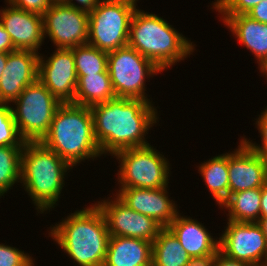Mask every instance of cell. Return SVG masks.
Wrapping results in <instances>:
<instances>
[{"label":"cell","instance_id":"cell-1","mask_svg":"<svg viewBox=\"0 0 267 266\" xmlns=\"http://www.w3.org/2000/svg\"><path fill=\"white\" fill-rule=\"evenodd\" d=\"M142 99L116 97L90 107L94 135L102 156L150 145L149 130L159 124L158 106Z\"/></svg>","mask_w":267,"mask_h":266},{"label":"cell","instance_id":"cell-2","mask_svg":"<svg viewBox=\"0 0 267 266\" xmlns=\"http://www.w3.org/2000/svg\"><path fill=\"white\" fill-rule=\"evenodd\" d=\"M84 206L50 225L48 236L77 266H103L110 237L107 223L95 203Z\"/></svg>","mask_w":267,"mask_h":266},{"label":"cell","instance_id":"cell-3","mask_svg":"<svg viewBox=\"0 0 267 266\" xmlns=\"http://www.w3.org/2000/svg\"><path fill=\"white\" fill-rule=\"evenodd\" d=\"M128 46L151 60L159 69L171 68L196 51L193 41L163 17L139 7L130 23ZM194 52V53H193Z\"/></svg>","mask_w":267,"mask_h":266},{"label":"cell","instance_id":"cell-4","mask_svg":"<svg viewBox=\"0 0 267 266\" xmlns=\"http://www.w3.org/2000/svg\"><path fill=\"white\" fill-rule=\"evenodd\" d=\"M73 167L41 142H25L21 153L20 184L38 214L58 205L65 180ZM66 177V178H65Z\"/></svg>","mask_w":267,"mask_h":266},{"label":"cell","instance_id":"cell-5","mask_svg":"<svg viewBox=\"0 0 267 266\" xmlns=\"http://www.w3.org/2000/svg\"><path fill=\"white\" fill-rule=\"evenodd\" d=\"M41 143L73 168L86 160L94 161L102 157L94 135L93 116L88 106L62 103Z\"/></svg>","mask_w":267,"mask_h":266},{"label":"cell","instance_id":"cell-6","mask_svg":"<svg viewBox=\"0 0 267 266\" xmlns=\"http://www.w3.org/2000/svg\"><path fill=\"white\" fill-rule=\"evenodd\" d=\"M153 145L123 149L111 158L118 162V188L157 189L169 186L171 163Z\"/></svg>","mask_w":267,"mask_h":266},{"label":"cell","instance_id":"cell-7","mask_svg":"<svg viewBox=\"0 0 267 266\" xmlns=\"http://www.w3.org/2000/svg\"><path fill=\"white\" fill-rule=\"evenodd\" d=\"M61 104L39 79L28 85L11 104L22 139L25 142H41Z\"/></svg>","mask_w":267,"mask_h":266},{"label":"cell","instance_id":"cell-8","mask_svg":"<svg viewBox=\"0 0 267 266\" xmlns=\"http://www.w3.org/2000/svg\"><path fill=\"white\" fill-rule=\"evenodd\" d=\"M108 72L116 97L152 102L145 92L147 79L163 71L127 45L108 53Z\"/></svg>","mask_w":267,"mask_h":266},{"label":"cell","instance_id":"cell-9","mask_svg":"<svg viewBox=\"0 0 267 266\" xmlns=\"http://www.w3.org/2000/svg\"><path fill=\"white\" fill-rule=\"evenodd\" d=\"M137 8L117 0H100L89 13L88 44L106 53L127 46Z\"/></svg>","mask_w":267,"mask_h":266},{"label":"cell","instance_id":"cell-10","mask_svg":"<svg viewBox=\"0 0 267 266\" xmlns=\"http://www.w3.org/2000/svg\"><path fill=\"white\" fill-rule=\"evenodd\" d=\"M224 230L218 233L222 254L251 266L267 264V241L256 222L227 221Z\"/></svg>","mask_w":267,"mask_h":266},{"label":"cell","instance_id":"cell-11","mask_svg":"<svg viewBox=\"0 0 267 266\" xmlns=\"http://www.w3.org/2000/svg\"><path fill=\"white\" fill-rule=\"evenodd\" d=\"M42 16L44 38L49 37L55 48L88 44L89 13L54 2Z\"/></svg>","mask_w":267,"mask_h":266},{"label":"cell","instance_id":"cell-12","mask_svg":"<svg viewBox=\"0 0 267 266\" xmlns=\"http://www.w3.org/2000/svg\"><path fill=\"white\" fill-rule=\"evenodd\" d=\"M112 195L94 201L105 217L110 236L139 238L153 242L163 227L153 218L130 209L115 194Z\"/></svg>","mask_w":267,"mask_h":266},{"label":"cell","instance_id":"cell-13","mask_svg":"<svg viewBox=\"0 0 267 266\" xmlns=\"http://www.w3.org/2000/svg\"><path fill=\"white\" fill-rule=\"evenodd\" d=\"M42 54L38 79L61 103H72L78 83L73 48H55L48 57Z\"/></svg>","mask_w":267,"mask_h":266},{"label":"cell","instance_id":"cell-14","mask_svg":"<svg viewBox=\"0 0 267 266\" xmlns=\"http://www.w3.org/2000/svg\"><path fill=\"white\" fill-rule=\"evenodd\" d=\"M228 152L229 195L267 184V158L255 153L242 139Z\"/></svg>","mask_w":267,"mask_h":266},{"label":"cell","instance_id":"cell-15","mask_svg":"<svg viewBox=\"0 0 267 266\" xmlns=\"http://www.w3.org/2000/svg\"><path fill=\"white\" fill-rule=\"evenodd\" d=\"M113 192L130 209L168 227L180 212L177 201L169 198V186L157 189L119 188Z\"/></svg>","mask_w":267,"mask_h":266},{"label":"cell","instance_id":"cell-16","mask_svg":"<svg viewBox=\"0 0 267 266\" xmlns=\"http://www.w3.org/2000/svg\"><path fill=\"white\" fill-rule=\"evenodd\" d=\"M0 9V22L9 34L16 50H30L39 53L44 44L43 16L16 8L5 1Z\"/></svg>","mask_w":267,"mask_h":266},{"label":"cell","instance_id":"cell-17","mask_svg":"<svg viewBox=\"0 0 267 266\" xmlns=\"http://www.w3.org/2000/svg\"><path fill=\"white\" fill-rule=\"evenodd\" d=\"M39 54L30 50L8 53L0 80V104H12L22 91L38 80Z\"/></svg>","mask_w":267,"mask_h":266},{"label":"cell","instance_id":"cell-18","mask_svg":"<svg viewBox=\"0 0 267 266\" xmlns=\"http://www.w3.org/2000/svg\"><path fill=\"white\" fill-rule=\"evenodd\" d=\"M178 213L168 228L178 238L190 257L208 255L219 248V237H213L204 223Z\"/></svg>","mask_w":267,"mask_h":266},{"label":"cell","instance_id":"cell-19","mask_svg":"<svg viewBox=\"0 0 267 266\" xmlns=\"http://www.w3.org/2000/svg\"><path fill=\"white\" fill-rule=\"evenodd\" d=\"M224 27L230 30L238 44L254 54L257 64L267 58V24L258 22L246 14L220 15Z\"/></svg>","mask_w":267,"mask_h":266},{"label":"cell","instance_id":"cell-20","mask_svg":"<svg viewBox=\"0 0 267 266\" xmlns=\"http://www.w3.org/2000/svg\"><path fill=\"white\" fill-rule=\"evenodd\" d=\"M152 242L110 236L103 266H152Z\"/></svg>","mask_w":267,"mask_h":266},{"label":"cell","instance_id":"cell-21","mask_svg":"<svg viewBox=\"0 0 267 266\" xmlns=\"http://www.w3.org/2000/svg\"><path fill=\"white\" fill-rule=\"evenodd\" d=\"M197 168L216 206L220 207L229 196L228 152L201 162Z\"/></svg>","mask_w":267,"mask_h":266},{"label":"cell","instance_id":"cell-22","mask_svg":"<svg viewBox=\"0 0 267 266\" xmlns=\"http://www.w3.org/2000/svg\"><path fill=\"white\" fill-rule=\"evenodd\" d=\"M78 83L73 104L91 107L116 98L108 69L104 73L77 75Z\"/></svg>","mask_w":267,"mask_h":266},{"label":"cell","instance_id":"cell-23","mask_svg":"<svg viewBox=\"0 0 267 266\" xmlns=\"http://www.w3.org/2000/svg\"><path fill=\"white\" fill-rule=\"evenodd\" d=\"M261 192L262 188H254L232 193L218 208L228 212L226 221L257 222L261 213Z\"/></svg>","mask_w":267,"mask_h":266},{"label":"cell","instance_id":"cell-24","mask_svg":"<svg viewBox=\"0 0 267 266\" xmlns=\"http://www.w3.org/2000/svg\"><path fill=\"white\" fill-rule=\"evenodd\" d=\"M152 266H185L190 256L168 228H162L152 242Z\"/></svg>","mask_w":267,"mask_h":266},{"label":"cell","instance_id":"cell-25","mask_svg":"<svg viewBox=\"0 0 267 266\" xmlns=\"http://www.w3.org/2000/svg\"><path fill=\"white\" fill-rule=\"evenodd\" d=\"M23 146H0V199L21 180Z\"/></svg>","mask_w":267,"mask_h":266},{"label":"cell","instance_id":"cell-26","mask_svg":"<svg viewBox=\"0 0 267 266\" xmlns=\"http://www.w3.org/2000/svg\"><path fill=\"white\" fill-rule=\"evenodd\" d=\"M77 75L104 73L108 69V53L89 44L73 48Z\"/></svg>","mask_w":267,"mask_h":266},{"label":"cell","instance_id":"cell-27","mask_svg":"<svg viewBox=\"0 0 267 266\" xmlns=\"http://www.w3.org/2000/svg\"><path fill=\"white\" fill-rule=\"evenodd\" d=\"M10 104H0V146H23Z\"/></svg>","mask_w":267,"mask_h":266},{"label":"cell","instance_id":"cell-28","mask_svg":"<svg viewBox=\"0 0 267 266\" xmlns=\"http://www.w3.org/2000/svg\"><path fill=\"white\" fill-rule=\"evenodd\" d=\"M35 264V258L24 250L5 243L0 244V266H35Z\"/></svg>","mask_w":267,"mask_h":266},{"label":"cell","instance_id":"cell-29","mask_svg":"<svg viewBox=\"0 0 267 266\" xmlns=\"http://www.w3.org/2000/svg\"><path fill=\"white\" fill-rule=\"evenodd\" d=\"M262 0H214L210 4L211 9L218 11V15L247 14Z\"/></svg>","mask_w":267,"mask_h":266},{"label":"cell","instance_id":"cell-30","mask_svg":"<svg viewBox=\"0 0 267 266\" xmlns=\"http://www.w3.org/2000/svg\"><path fill=\"white\" fill-rule=\"evenodd\" d=\"M264 110H261L260 115L257 116L255 119V127L257 128L259 135L261 139V144L256 143L253 140H250V138H246L244 135L243 137L240 136V138L257 154L263 156L264 158H267V105ZM253 141V142H252Z\"/></svg>","mask_w":267,"mask_h":266},{"label":"cell","instance_id":"cell-31","mask_svg":"<svg viewBox=\"0 0 267 266\" xmlns=\"http://www.w3.org/2000/svg\"><path fill=\"white\" fill-rule=\"evenodd\" d=\"M12 6L43 15L54 3L53 0H5Z\"/></svg>","mask_w":267,"mask_h":266},{"label":"cell","instance_id":"cell-32","mask_svg":"<svg viewBox=\"0 0 267 266\" xmlns=\"http://www.w3.org/2000/svg\"><path fill=\"white\" fill-rule=\"evenodd\" d=\"M59 2L77 8L83 12L91 13L97 7L100 0H60Z\"/></svg>","mask_w":267,"mask_h":266},{"label":"cell","instance_id":"cell-33","mask_svg":"<svg viewBox=\"0 0 267 266\" xmlns=\"http://www.w3.org/2000/svg\"><path fill=\"white\" fill-rule=\"evenodd\" d=\"M219 251L220 249L218 248L215 252L208 255L190 257L185 266H214V262Z\"/></svg>","mask_w":267,"mask_h":266},{"label":"cell","instance_id":"cell-34","mask_svg":"<svg viewBox=\"0 0 267 266\" xmlns=\"http://www.w3.org/2000/svg\"><path fill=\"white\" fill-rule=\"evenodd\" d=\"M246 15L261 23L267 24V0H262L253 7Z\"/></svg>","mask_w":267,"mask_h":266},{"label":"cell","instance_id":"cell-35","mask_svg":"<svg viewBox=\"0 0 267 266\" xmlns=\"http://www.w3.org/2000/svg\"><path fill=\"white\" fill-rule=\"evenodd\" d=\"M9 34L6 32L3 24L0 22V52L9 53L15 51Z\"/></svg>","mask_w":267,"mask_h":266},{"label":"cell","instance_id":"cell-36","mask_svg":"<svg viewBox=\"0 0 267 266\" xmlns=\"http://www.w3.org/2000/svg\"><path fill=\"white\" fill-rule=\"evenodd\" d=\"M214 266H251L250 264L229 258L222 254L220 251L216 256Z\"/></svg>","mask_w":267,"mask_h":266},{"label":"cell","instance_id":"cell-37","mask_svg":"<svg viewBox=\"0 0 267 266\" xmlns=\"http://www.w3.org/2000/svg\"><path fill=\"white\" fill-rule=\"evenodd\" d=\"M260 217H267V184L262 187Z\"/></svg>","mask_w":267,"mask_h":266},{"label":"cell","instance_id":"cell-38","mask_svg":"<svg viewBox=\"0 0 267 266\" xmlns=\"http://www.w3.org/2000/svg\"><path fill=\"white\" fill-rule=\"evenodd\" d=\"M256 223L260 226L267 241V217H260Z\"/></svg>","mask_w":267,"mask_h":266},{"label":"cell","instance_id":"cell-39","mask_svg":"<svg viewBox=\"0 0 267 266\" xmlns=\"http://www.w3.org/2000/svg\"><path fill=\"white\" fill-rule=\"evenodd\" d=\"M8 53L0 52V80L7 62Z\"/></svg>","mask_w":267,"mask_h":266},{"label":"cell","instance_id":"cell-40","mask_svg":"<svg viewBox=\"0 0 267 266\" xmlns=\"http://www.w3.org/2000/svg\"><path fill=\"white\" fill-rule=\"evenodd\" d=\"M259 73L264 76L267 80V58L264 59L260 64H258Z\"/></svg>","mask_w":267,"mask_h":266},{"label":"cell","instance_id":"cell-41","mask_svg":"<svg viewBox=\"0 0 267 266\" xmlns=\"http://www.w3.org/2000/svg\"><path fill=\"white\" fill-rule=\"evenodd\" d=\"M117 1L125 2L138 8L137 2H139V0H117Z\"/></svg>","mask_w":267,"mask_h":266}]
</instances>
